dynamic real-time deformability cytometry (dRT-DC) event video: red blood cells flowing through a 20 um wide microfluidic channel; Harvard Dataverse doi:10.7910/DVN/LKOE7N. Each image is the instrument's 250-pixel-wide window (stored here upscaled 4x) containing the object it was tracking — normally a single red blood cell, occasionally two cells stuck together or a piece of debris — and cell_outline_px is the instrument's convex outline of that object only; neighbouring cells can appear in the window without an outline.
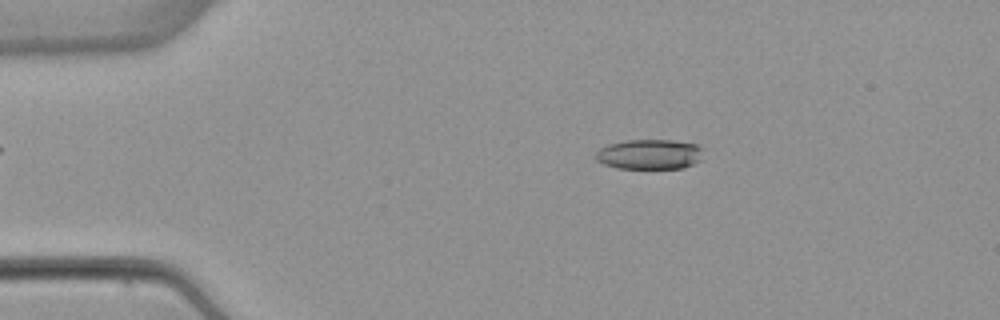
{"species": "common noctule bat (a hibernating species)", "species_latin": "Nyctalus noctula", "temperature_condition": "warm", "stored_images_in_passage": 52, "camera_frame_rate_fps": 3000, "um_per_image_px": 0.085, "animal": {"sex": "female", "body_mass_g": 22.7, "forearm_length_mm": 54.2}, "frame": {"image": 1, "passage_image": 9, "time_ms": 2.667, "image_size_px": [1000, 320], "cell_outline_px": [[704, 148], [700, 160], [684, 168], [616, 168], [604, 164], [596, 160], [596, 152], [600, 148], [608, 144], [628, 140], [672, 140], [696, 144]], "centroid_in_image_um": [55.22, 13.11], "position_along_channel_um": 29.8, "area_um2": 18.84}}
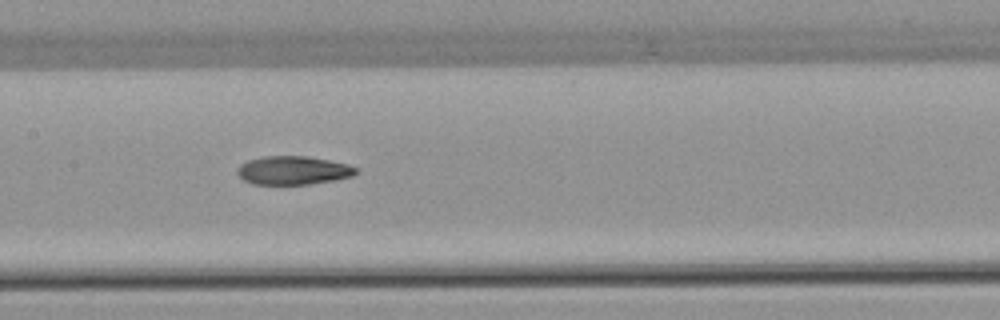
{"frame": {"image": 2, "passage_image": 25, "time_ms": 8.0, "image_size_px": [1000, 320], "cell_outline_px": [[360, 172], [352, 176], [336, 180], [308, 184], [252, 184], [244, 180], [236, 172], [236, 168], [240, 164], [248, 160], [264, 156], [308, 156], [348, 164], [360, 168]], "centroid_in_image_um": [24.95, 14.48], "position_along_channel_um": 182.5, "area_um2": 19.94}}
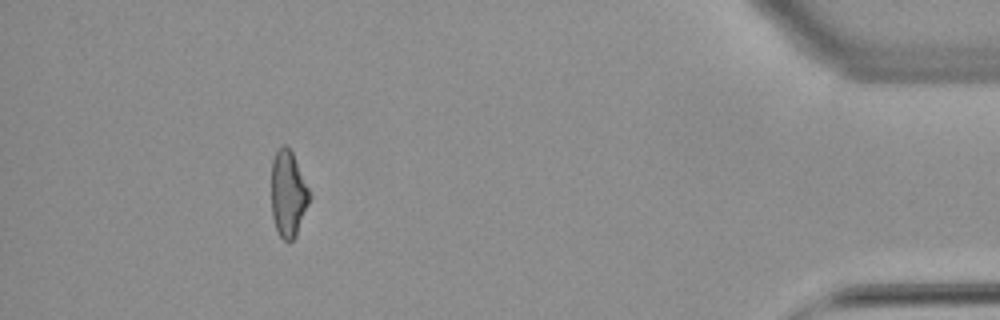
{"frame": {"image": 3, "passage_image": 47, "time_ms": 15.333, "image_size_px": [1000, 320], "cell_outline_px": [[312, 196], [296, 236], [288, 244], [280, 236], [276, 228], [272, 216], [272, 160], [276, 152], [284, 144], [292, 152]], "centroid_in_image_um": [24.51, 16.52], "position_along_channel_um": 410.7, "area_um2": 19.07}, "authors_computed_cell_mechanics": {"area_um2": 20.0566, "velocity_mm_per_s": 3.9185, "shape_relaxation_time_tau1_ms": null, "shape_relaxation_time_tau2_ms": 6.5632, "deformation_change_tau1": null, "deformation_change_tau2": 0.1685}}